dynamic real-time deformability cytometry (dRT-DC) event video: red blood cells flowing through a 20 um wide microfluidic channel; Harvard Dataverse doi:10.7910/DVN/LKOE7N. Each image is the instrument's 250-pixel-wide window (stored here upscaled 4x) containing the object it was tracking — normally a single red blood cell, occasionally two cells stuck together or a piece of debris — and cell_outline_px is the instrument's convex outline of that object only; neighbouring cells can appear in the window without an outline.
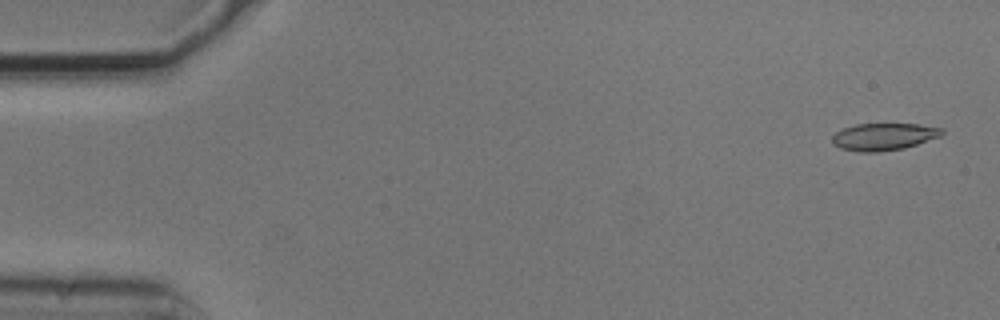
{"species": "common noctule bat (a hibernating species)", "species_latin": "Nyctalus noctula", "temperature_condition": "cold", "stored_images_in_passage": 4, "camera_frame_rate_fps": 3000, "um_per_image_px": 0.085, "animal": {"sex": "male", "body_mass_g": 20.5, "forearm_length_mm": 52.5}, "frame": {"image": 1, "passage_image": 1, "time_ms": 0.0, "image_size_px": [1000, 320], "cell_outline_px": [[944, 132], [940, 136], [904, 148], [876, 152], [856, 152], [840, 148], [832, 144], [832, 136], [836, 132], [844, 128], [856, 124], [916, 124], [944, 128]], "centroid_in_image_um": [75.09, 11.62], "position_along_channel_um": 9.9, "area_um2": 17.34}}
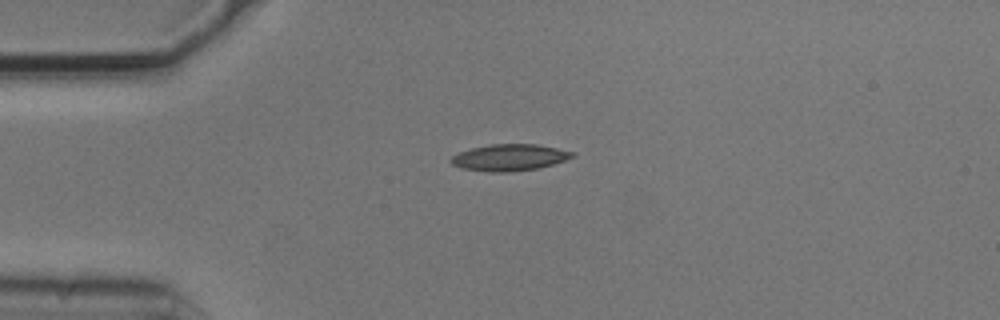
{"frame": {"image": 2, "passage_image": 3, "time_ms": 0.667, "image_size_px": [1000, 320], "cell_outline_px": [[576, 156], [552, 164], [536, 168], [508, 172], [488, 172], [460, 168], [452, 164], [448, 160], [452, 156], [460, 152], [472, 148], [488, 144], [536, 144], [576, 152]], "centroid_in_image_um": [43.28, 13.38], "position_along_channel_um": 41.7, "area_um2": 18.79}}